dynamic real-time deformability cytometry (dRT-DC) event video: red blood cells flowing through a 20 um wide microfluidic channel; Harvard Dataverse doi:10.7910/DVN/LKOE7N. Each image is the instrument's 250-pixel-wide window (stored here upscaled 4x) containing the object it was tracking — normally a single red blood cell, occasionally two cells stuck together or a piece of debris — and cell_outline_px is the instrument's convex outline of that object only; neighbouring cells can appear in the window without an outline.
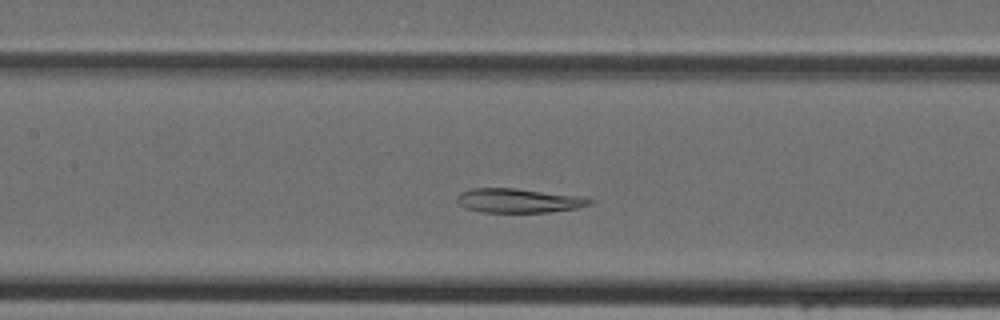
{"species": "Egyptian fruit bat (a non-hibernating species)", "species_latin": "Rousettus aegyptiacus", "temperature_condition": "cold", "stored_images_in_passage": 31, "camera_frame_rate_fps": 3000, "um_per_image_px": 0.085, "animal": {"sex": "female"}, "frame": {"image": 1, "passage_image": 7, "time_ms": 2.0, "image_size_px": [1000, 320], "cell_outline_px": [[592, 204], [576, 208], [552, 212], [484, 212], [464, 208], [456, 200], [456, 196], [460, 192], [472, 188], [516, 188], [584, 196], [592, 200]], "centroid_in_image_um": [44.09, 17.04], "position_along_channel_um": 163.3, "area_um2": 18.9}}
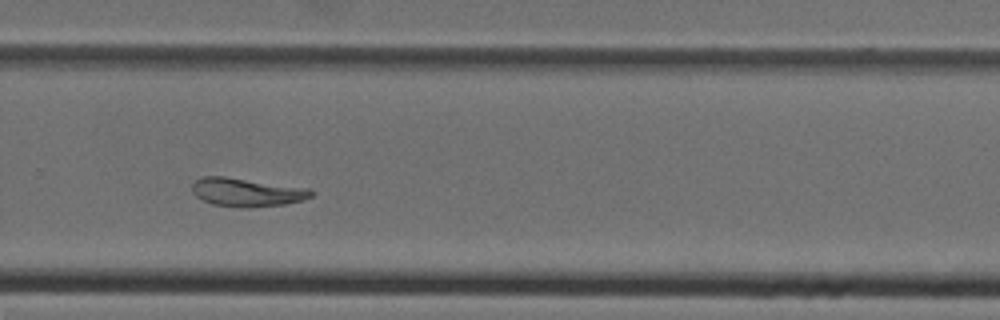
{"frame": {"image": 2, "passage_image": 17, "time_ms": 5.333, "image_size_px": [1000, 320], "cell_outline_px": [[316, 192], [312, 196], [300, 200], [284, 204], [252, 208], [240, 208], [212, 204], [196, 196], [192, 192], [192, 184], [196, 180], [204, 176], [224, 176], [312, 188]], "centroid_in_image_um": [21.01, 16.34], "position_along_channel_um": 308.8, "area_um2": 20.0}}
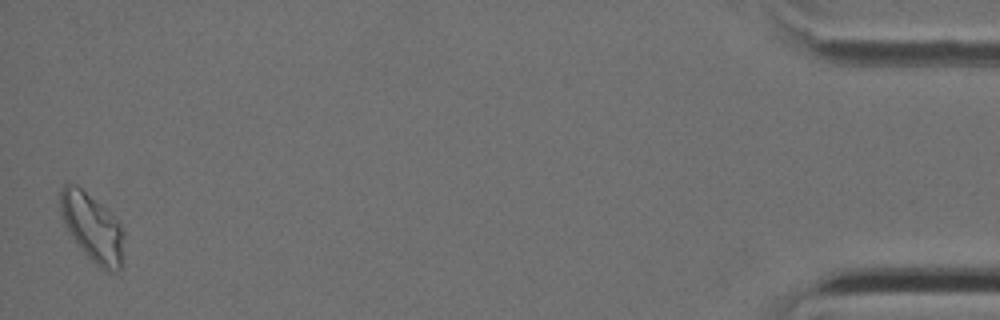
{"frame": {"image": 3, "passage_image": 31, "time_ms": 10.0, "image_size_px": [1000, 320], "cell_outline_px": [[124, 236], [120, 268], [116, 272], [108, 272], [96, 264], [80, 248], [64, 224], [60, 212], [60, 188], [64, 184], [76, 184], [120, 220], [124, 228]], "centroid_in_image_um": [7.86, 19.32], "position_along_channel_um": 427.3, "area_um2": 25.2}}